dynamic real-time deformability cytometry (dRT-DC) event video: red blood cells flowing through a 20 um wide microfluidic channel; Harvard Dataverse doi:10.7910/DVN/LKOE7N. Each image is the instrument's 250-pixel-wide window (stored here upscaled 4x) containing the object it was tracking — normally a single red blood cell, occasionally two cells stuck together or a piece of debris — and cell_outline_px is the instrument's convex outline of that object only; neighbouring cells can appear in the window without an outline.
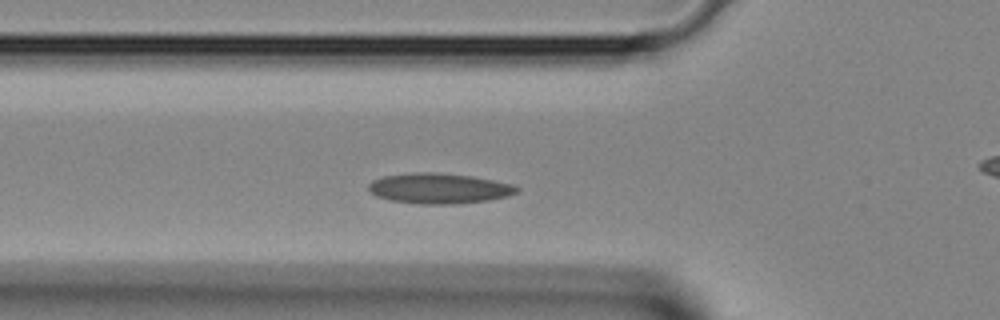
{"species": "Egyptian fruit bat (a non-hibernating species)", "species_latin": "Rousettus aegyptiacus", "temperature_condition": "room temperature", "stored_images_in_passage": 37, "camera_frame_rate_fps": 3000, "um_per_image_px": 0.085, "animal": {"sex": "female"}, "frame": {"image": 1, "passage_image": 9, "time_ms": 2.667, "image_size_px": [1000, 320], "cell_outline_px": [[520, 192], [508, 196], [488, 200], [456, 204], [420, 204], [392, 200], [376, 196], [368, 188], [368, 184], [372, 180], [384, 176], [412, 172], [432, 172], [472, 176], [512, 184], [520, 188]], "centroid_in_image_um": [37.34, 16.01], "position_along_channel_um": 88.5, "area_um2": 26.24}}
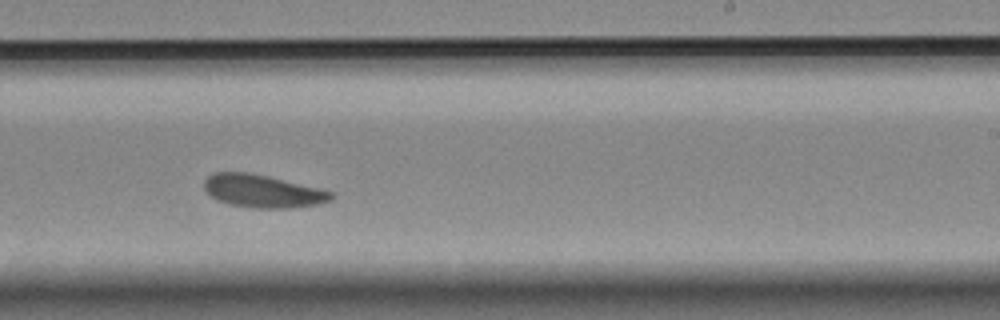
{"frame": {"image": 2, "passage_image": 20, "time_ms": 6.333, "image_size_px": [1000, 320], "cell_outline_px": [[336, 196], [332, 200], [320, 204], [292, 208], [256, 208], [228, 204], [216, 200], [204, 188], [204, 180], [212, 172], [248, 172], [268, 176], [320, 188], [332, 192]], "centroid_in_image_um": [22.35, 16.25], "position_along_channel_um": 266.7, "area_um2": 24.51}}
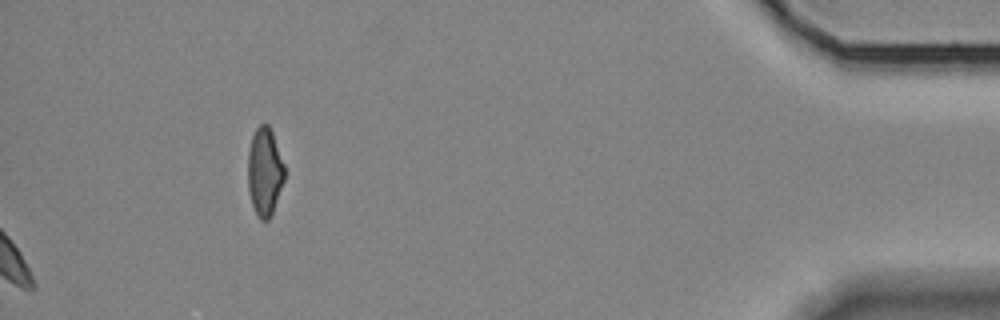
{"frame": {"image": 3, "passage_image": 37, "time_ms": 12.0, "image_size_px": [1000, 320], "cell_outline_px": [[284, 180], [272, 212], [268, 220], [260, 220], [256, 216], [252, 204], [248, 188], [248, 152], [252, 136], [256, 128], [260, 124], [268, 124], [272, 132], [284, 164]], "centroid_in_image_um": [22.48, 14.6], "position_along_channel_um": 412.7, "area_um2": 18.67}}